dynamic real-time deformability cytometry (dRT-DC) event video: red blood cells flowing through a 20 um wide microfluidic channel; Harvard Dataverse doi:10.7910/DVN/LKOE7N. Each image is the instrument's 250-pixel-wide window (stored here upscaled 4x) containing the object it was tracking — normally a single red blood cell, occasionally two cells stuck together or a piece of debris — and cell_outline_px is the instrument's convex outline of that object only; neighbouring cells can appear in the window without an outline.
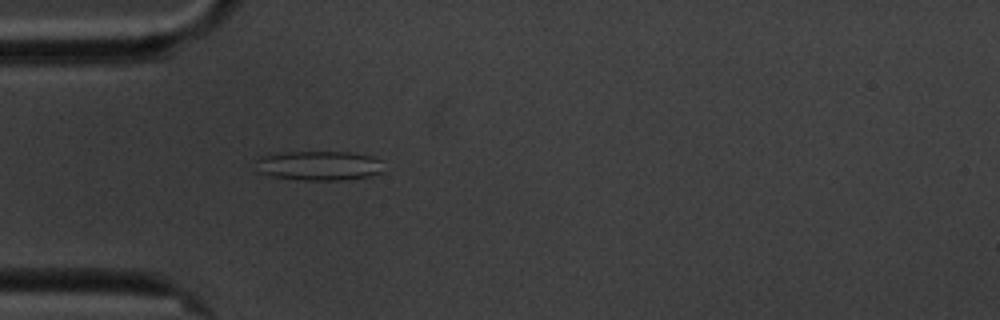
{"species": "common noctule bat (a hibernating species)", "species_latin": "Nyctalus noctula", "temperature_condition": "cold", "stored_images_in_passage": 2, "camera_frame_rate_fps": 3000, "um_per_image_px": 0.085, "animal": {"sex": "male", "body_mass_g": 20.1, "forearm_length_mm": 53.5}, "frame": {"image": 1, "passage_image": 2, "time_ms": 1.333, "image_size_px": [1000, 320], "cell_outline_px": [[380, 172], [368, 176], [344, 180], [304, 180], [272, 176], [260, 172], [256, 160], [260, 156], [280, 152], [348, 152], [372, 156], [380, 160]], "centroid_in_image_um": [27.08, 14.07], "position_along_channel_um": 57.9, "area_um2": 21.68}}